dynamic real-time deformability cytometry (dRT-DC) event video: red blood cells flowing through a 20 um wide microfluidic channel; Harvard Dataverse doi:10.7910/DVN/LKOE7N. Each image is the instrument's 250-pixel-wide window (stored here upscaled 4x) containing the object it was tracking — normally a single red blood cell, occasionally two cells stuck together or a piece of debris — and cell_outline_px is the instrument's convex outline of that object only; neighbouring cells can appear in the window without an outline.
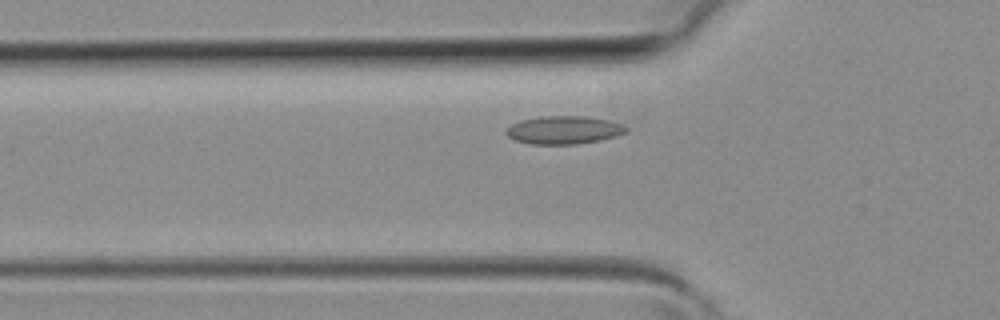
{"species": "common noctule bat (a hibernating species)", "species_latin": "Nyctalus noctula", "temperature_condition": "room temperature", "stored_images_in_passage": 4, "camera_frame_rate_fps": 3000, "um_per_image_px": 0.085, "animal": {"sex": "female", "body_mass_g": 19.3, "forearm_length_mm": 54.1}, "frame": {"image": 1, "passage_image": 4, "time_ms": 1.0, "image_size_px": [1000, 320], "cell_outline_px": [[628, 132], [616, 136], [600, 140], [576, 144], [532, 144], [516, 140], [508, 136], [504, 132], [512, 124], [520, 120], [540, 116], [588, 116], [608, 120], [620, 124], [628, 128]], "centroid_in_image_um": [47.93, 11.04], "position_along_channel_um": 77.9, "area_um2": 19.59}}